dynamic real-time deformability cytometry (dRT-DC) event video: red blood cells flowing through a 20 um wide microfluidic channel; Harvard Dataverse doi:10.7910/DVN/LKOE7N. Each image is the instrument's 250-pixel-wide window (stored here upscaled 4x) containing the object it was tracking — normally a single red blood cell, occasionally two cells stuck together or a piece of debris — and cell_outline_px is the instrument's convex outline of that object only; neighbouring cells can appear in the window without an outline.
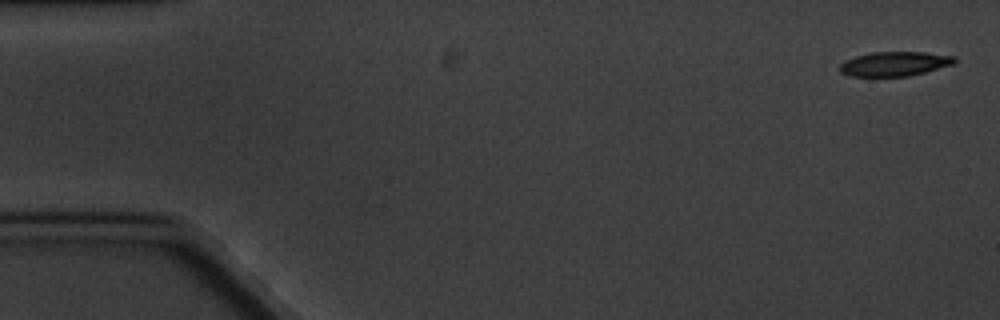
{"species": "common noctule bat (a hibernating species)", "species_latin": "Nyctalus noctula", "temperature_condition": "cold", "stored_images_in_passage": 11, "camera_frame_rate_fps": 3000, "um_per_image_px": 0.085, "animal": {"sex": "male", "body_mass_g": 20.1, "forearm_length_mm": 53.5}, "frame": {"image": 1, "passage_image": 1, "time_ms": 0.0, "image_size_px": [1000, 320], "cell_outline_px": [[956, 60], [952, 64], [924, 72], [908, 76], [848, 76], [840, 72], [840, 64], [844, 60], [856, 56], [872, 52], [924, 52], [956, 56]], "centroid_in_image_um": [76.01, 5.42], "position_along_channel_um": 9.0, "area_um2": 16.24}}
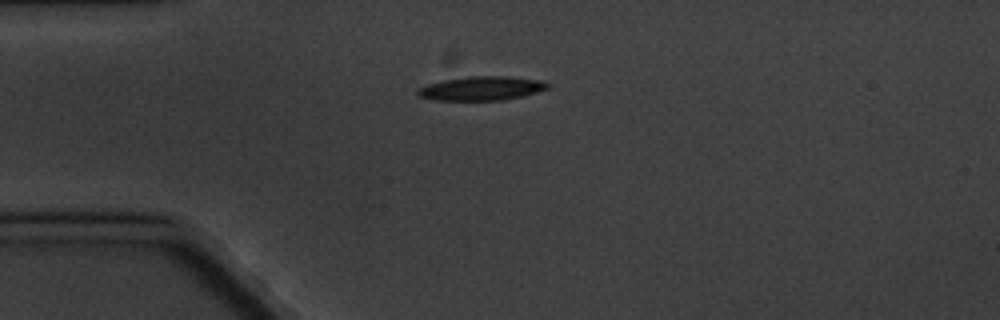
{"frame": {"image": 2, "passage_image": 4, "time_ms": 4.333, "image_size_px": [1000, 320], "cell_outline_px": [[552, 84], [548, 88], [536, 92], [504, 100], [436, 100], [420, 96], [416, 92], [420, 88], [428, 84], [444, 80], [468, 76], [508, 76], [540, 80]], "centroid_in_image_um": [40.96, 7.5], "position_along_channel_um": 44.0, "area_um2": 17.98}}